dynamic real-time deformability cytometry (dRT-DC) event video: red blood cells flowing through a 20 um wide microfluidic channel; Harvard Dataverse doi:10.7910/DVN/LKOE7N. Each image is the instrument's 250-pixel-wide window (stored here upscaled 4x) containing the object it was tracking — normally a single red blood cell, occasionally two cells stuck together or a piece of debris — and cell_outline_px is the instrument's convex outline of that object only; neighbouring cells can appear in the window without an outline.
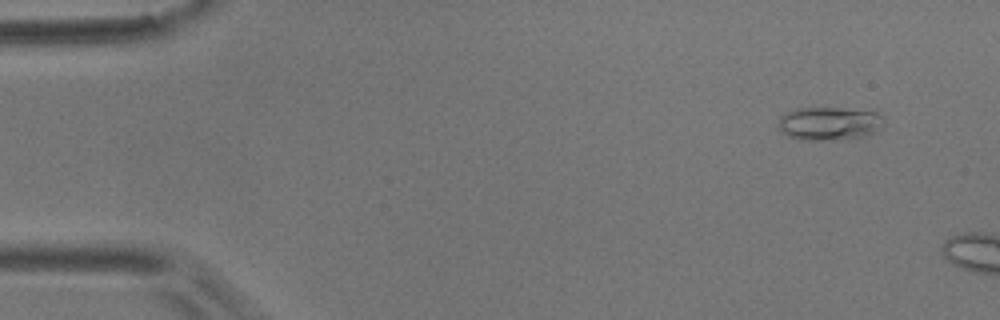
{"species": "common noctule bat (a hibernating species)", "species_latin": "Nyctalus noctula", "temperature_condition": "room temperature", "stored_images_in_passage": 4, "camera_frame_rate_fps": 3000, "um_per_image_px": 0.085, "animal": {"sex": "male", "body_mass_g": 17.9}, "frame": {"image": 1, "passage_image": 1, "time_ms": 0.0, "image_size_px": [1000, 320], "cell_outline_px": [[884, 124], [876, 132], [864, 136], [820, 140], [800, 140], [788, 136], [780, 132], [780, 116], [784, 112], [792, 108], [876, 108], [884, 116]], "centroid_in_image_um": [70.57, 10.45], "position_along_channel_um": 14.4, "area_um2": 21.15}}